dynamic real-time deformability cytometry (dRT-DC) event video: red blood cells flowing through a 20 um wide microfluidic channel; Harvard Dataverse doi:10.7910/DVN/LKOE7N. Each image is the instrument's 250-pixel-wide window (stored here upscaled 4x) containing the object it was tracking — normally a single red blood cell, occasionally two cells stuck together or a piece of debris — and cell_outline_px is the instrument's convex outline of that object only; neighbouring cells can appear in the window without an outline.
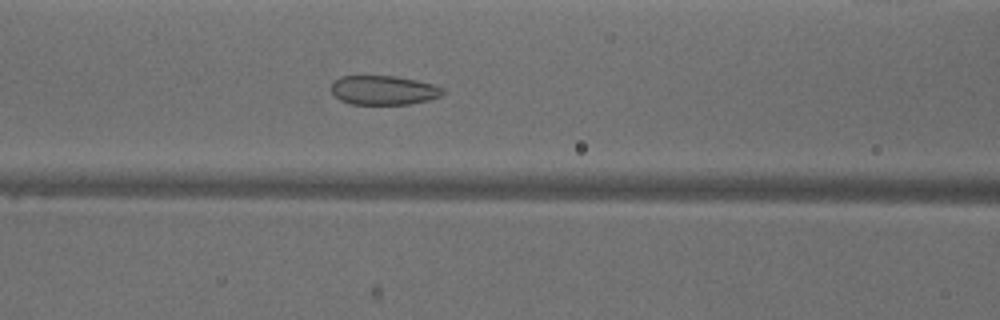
{"species": "common noctule bat (a hibernating species)", "species_latin": "Nyctalus noctula", "temperature_condition": "warm", "stored_images_in_passage": 36, "camera_frame_rate_fps": 3000, "um_per_image_px": 0.085, "animal": {"sex": "male", "body_mass_g": 18.8}, "frame": {"image": 1, "passage_image": 6, "time_ms": 1.667, "image_size_px": [1000, 320], "cell_outline_px": [[444, 92], [440, 96], [428, 100], [408, 104], [352, 104], [340, 100], [332, 92], [332, 84], [340, 76], [392, 76], [416, 80], [432, 84], [444, 88]], "centroid_in_image_um": [32.61, 7.67], "position_along_channel_um": 134.0, "area_um2": 18.79}}
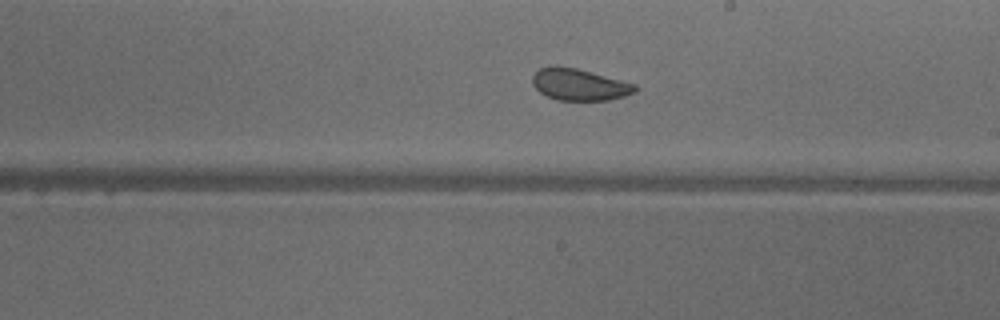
{"frame": {"image": 2, "passage_image": 14, "time_ms": 4.333, "image_size_px": [1000, 320], "cell_outline_px": [[640, 88], [636, 92], [612, 100], [556, 100], [540, 92], [532, 84], [532, 76], [540, 68], [552, 64], [576, 68], [636, 84]], "centroid_in_image_um": [49.25, 7.18], "position_along_channel_um": 239.7, "area_um2": 19.13}}
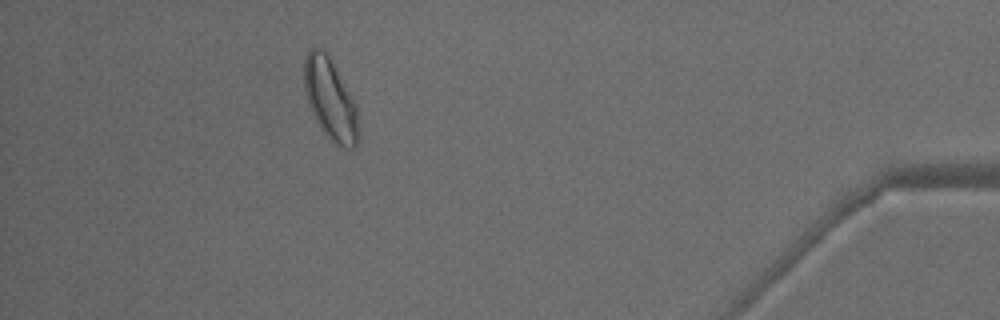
{"frame": {"image": 3, "passage_image": 31, "time_ms": 10.0, "image_size_px": [1000, 320], "cell_outline_px": [[356, 148], [344, 148], [336, 144], [324, 132], [316, 120], [308, 104], [304, 92], [304, 56], [308, 48], [320, 48], [328, 56], [356, 104]], "centroid_in_image_um": [28.01, 8.4], "position_along_channel_um": 407.2, "area_um2": 24.97}, "authors_computed_cell_mechanics": {"area_um2": 20.0277, "velocity_mm_per_s": 3.9692, "shape_relaxation_time_tau1_ms": 8.0575, "shape_relaxation_time_tau2_ms": 1.092, "deformation_change_tau1": 0.111, "deformation_change_tau2": 0.063}}